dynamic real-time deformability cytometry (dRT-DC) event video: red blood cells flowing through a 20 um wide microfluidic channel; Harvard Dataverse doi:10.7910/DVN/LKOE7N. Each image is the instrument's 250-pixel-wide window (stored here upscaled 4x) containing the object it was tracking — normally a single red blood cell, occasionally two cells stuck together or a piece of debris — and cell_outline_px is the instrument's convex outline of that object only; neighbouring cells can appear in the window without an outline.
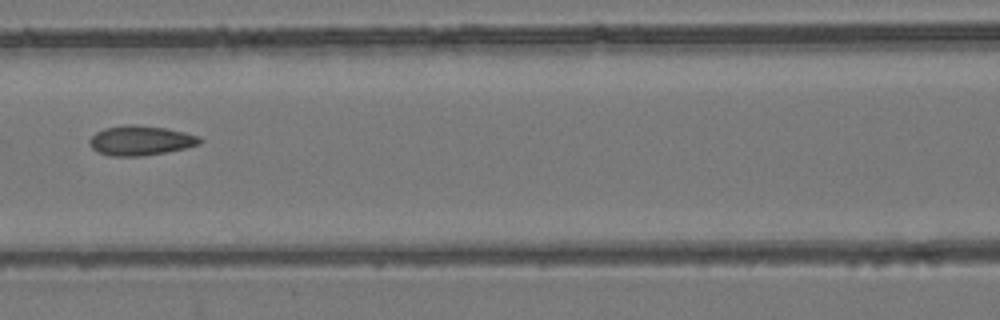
{"species": "common noctule bat (a hibernating species)", "species_latin": "Nyctalus noctula", "temperature_condition": "room temperature", "stored_images_in_passage": 7, "camera_frame_rate_fps": 3000, "um_per_image_px": 0.085, "animal": {"sex": "female", "body_mass_g": 24.6, "forearm_length_mm": 56.2}, "frame": {"image": 1, "passage_image": 6, "time_ms": 1.667, "image_size_px": [1000, 320], "cell_outline_px": [[204, 140], [200, 144], [184, 148], [164, 152], [140, 156], [108, 156], [92, 148], [88, 144], [88, 140], [96, 132], [104, 128], [128, 124], [132, 124], [164, 128], [184, 132], [200, 136]], "centroid_in_image_um": [11.94, 11.94], "position_along_channel_um": 154.7, "area_um2": 19.02}}
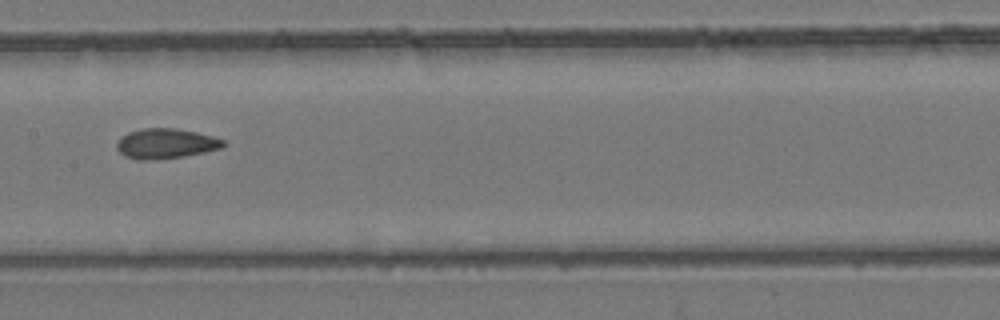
{"frame": {"image": 2, "passage_image": 7, "time_ms": 2.0, "image_size_px": [1000, 320], "cell_outline_px": [[228, 144], [220, 148], [204, 152], [184, 156], [152, 160], [136, 160], [124, 156], [116, 148], [116, 144], [120, 136], [128, 132], [140, 128], [176, 128], [196, 132], [212, 136], [224, 140]], "centroid_in_image_um": [14.06, 12.2], "position_along_channel_um": 193.3, "area_um2": 18.84}}